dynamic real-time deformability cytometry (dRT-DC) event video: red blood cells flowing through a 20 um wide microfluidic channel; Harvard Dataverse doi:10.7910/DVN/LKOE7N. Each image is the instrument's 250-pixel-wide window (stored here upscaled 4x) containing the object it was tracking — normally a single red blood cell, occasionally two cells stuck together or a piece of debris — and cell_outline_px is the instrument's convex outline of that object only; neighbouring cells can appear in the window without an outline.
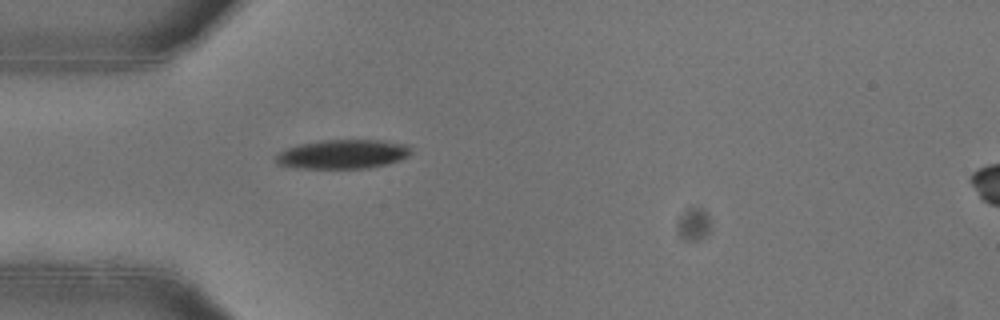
{"species": "common noctule bat (a hibernating species)", "species_latin": "Nyctalus noctula", "temperature_condition": "warm", "stored_images_in_passage": 53, "camera_frame_rate_fps": 3000, "um_per_image_px": 0.085, "animal": {"sex": "female"}, "frame": {"image": 1, "passage_image": 16, "time_ms": 5.0, "image_size_px": [1000, 320], "cell_outline_px": [[412, 152], [408, 156], [400, 160], [388, 164], [368, 168], [296, 168], [280, 164], [276, 160], [276, 156], [284, 148], [296, 144], [324, 140], [388, 140], [408, 144], [412, 148]], "centroid_in_image_um": [29.19, 13.09], "position_along_channel_um": 55.8, "area_um2": 23.24}}
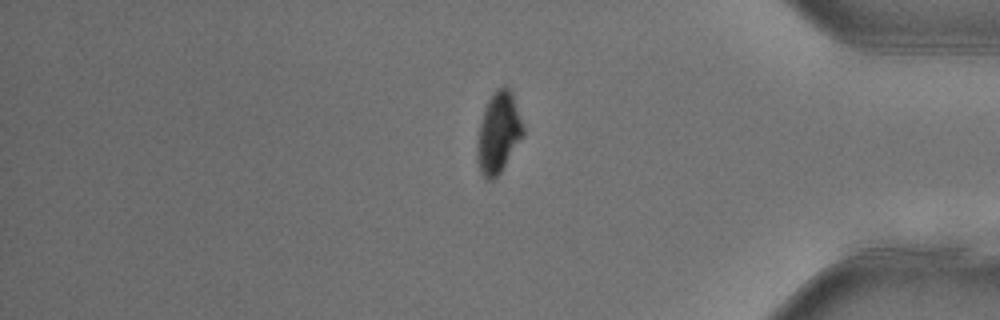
{"frame": {"image": 2, "passage_image": 44, "time_ms": 14.333, "image_size_px": [1000, 320], "cell_outline_px": [[524, 136], [500, 172], [492, 180], [488, 180], [480, 172], [476, 160], [476, 144], [480, 124], [484, 108], [488, 100], [496, 88], [504, 84], [512, 92], [524, 128]], "centroid_in_image_um": [42.36, 11.27], "position_along_channel_um": 392.8, "area_um2": 21.79}}
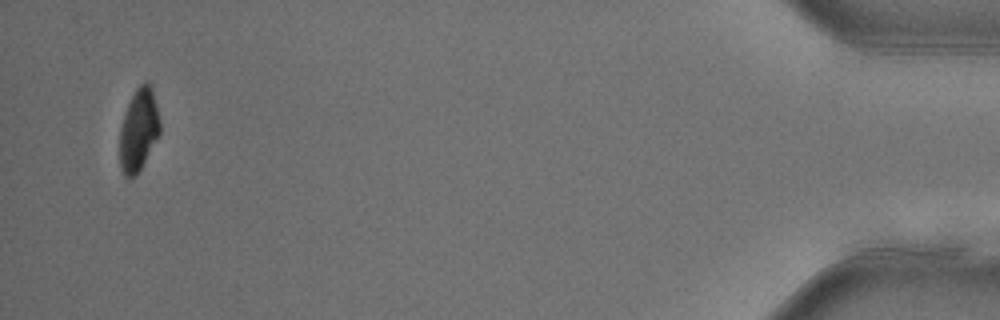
{"frame": {"image": 3, "passage_image": 51, "time_ms": 16.667, "image_size_px": [1000, 320], "cell_outline_px": [[160, 132], [136, 176], [124, 176], [120, 168], [120, 128], [124, 112], [136, 88], [140, 84], [148, 84], [152, 88], [160, 120]], "centroid_in_image_um": [11.77, 11.05], "position_along_channel_um": 423.4, "area_um2": 18.96}, "authors_computed_cell_mechanics": {"area_um2": 22.3108, "velocity_mm_per_s": 3.9601, "shape_relaxation_time_tau1_ms": 3.419, "shape_relaxation_time_tau2_ms": null, "deformation_change_tau1": 0.1411, "deformation_change_tau2": null}}